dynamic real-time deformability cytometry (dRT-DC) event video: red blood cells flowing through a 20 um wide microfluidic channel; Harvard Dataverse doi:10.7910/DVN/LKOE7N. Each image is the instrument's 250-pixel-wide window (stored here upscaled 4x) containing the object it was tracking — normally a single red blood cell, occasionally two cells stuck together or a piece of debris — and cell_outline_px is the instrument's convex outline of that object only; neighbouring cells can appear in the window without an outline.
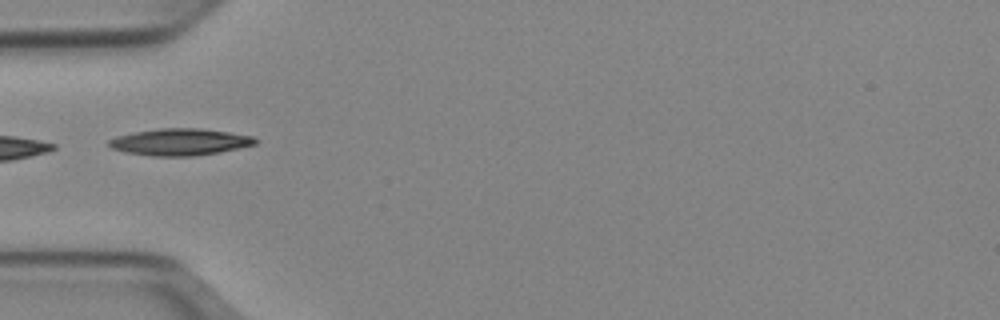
{"species": "Egyptian fruit bat (a non-hibernating species)", "species_latin": "Rousettus aegyptiacus", "temperature_condition": "cold", "stored_images_in_passage": 23, "camera_frame_rate_fps": 3000, "um_per_image_px": 0.085, "animal": {"sex": "female"}, "frame": {"image": 1, "passage_image": 1, "time_ms": 0.0, "image_size_px": [1000, 320], "cell_outline_px": [[260, 140], [256, 144], [220, 152], [192, 156], [152, 156], [124, 152], [112, 148], [108, 144], [108, 140], [116, 136], [136, 132], [160, 128], [200, 128], [256, 136]], "centroid_in_image_um": [15.33, 12.06], "position_along_channel_um": 69.7, "area_um2": 22.95}}